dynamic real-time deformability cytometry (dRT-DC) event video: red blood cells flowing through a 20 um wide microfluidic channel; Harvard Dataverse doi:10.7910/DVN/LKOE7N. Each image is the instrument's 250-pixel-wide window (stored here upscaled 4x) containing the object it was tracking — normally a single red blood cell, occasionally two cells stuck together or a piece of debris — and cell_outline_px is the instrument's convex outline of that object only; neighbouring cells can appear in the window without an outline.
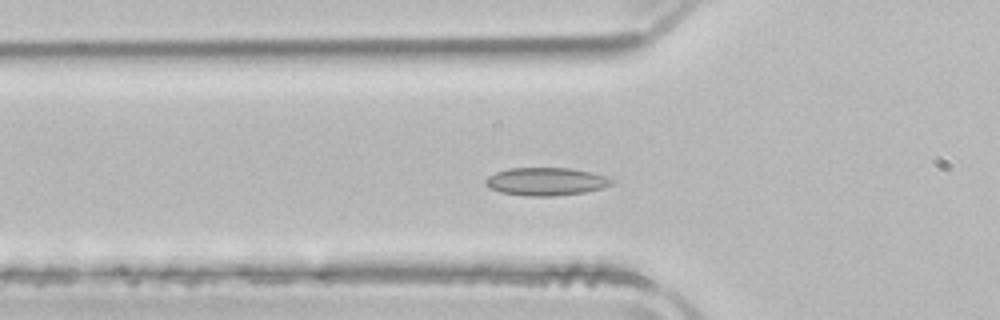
{"species": "common noctule bat (a hibernating species)", "species_latin": "Nyctalus noctula", "temperature_condition": "room temperature", "stored_images_in_passage": 51, "camera_frame_rate_fps": 3000, "um_per_image_px": 0.085, "animal": {"sex": "male", "body_mass_g": 21.5, "forearm_length_mm": 52.0}, "frame": {"image": 1, "passage_image": 16, "time_ms": 5.0, "image_size_px": [1000, 320], "cell_outline_px": [[616, 180], [612, 184], [604, 188], [584, 192], [552, 196], [528, 196], [500, 192], [488, 188], [484, 184], [484, 180], [488, 176], [496, 172], [508, 168], [568, 168], [592, 172], [608, 176]], "centroid_in_image_um": [46.42, 15.43], "position_along_channel_um": 79.4, "area_um2": 20.75}}
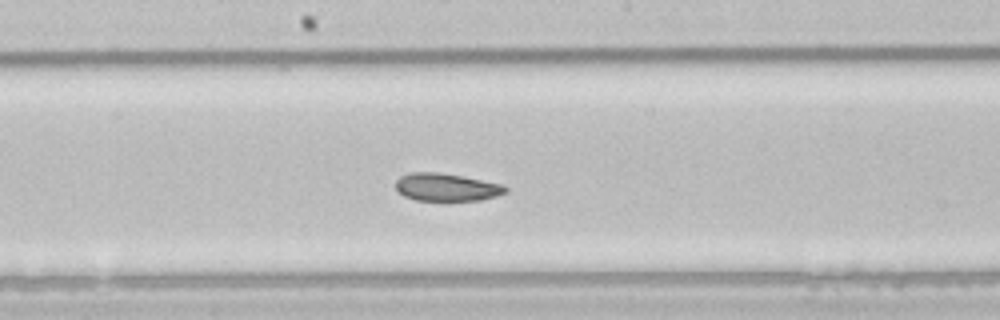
{"frame": {"image": 2, "passage_image": 26, "time_ms": 8.333, "image_size_px": [1000, 320], "cell_outline_px": [[508, 192], [496, 196], [480, 200], [416, 200], [404, 196], [396, 192], [396, 180], [400, 176], [408, 172], [436, 172], [460, 176], [504, 184], [508, 188]], "centroid_in_image_um": [37.93, 15.91], "position_along_channel_um": 210.3, "area_um2": 17.8}}
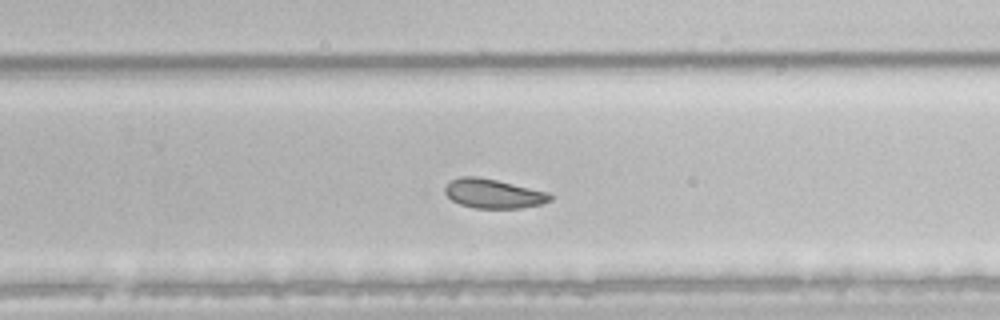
{"frame": {"image": 3, "passage_image": 32, "time_ms": 10.333, "image_size_px": [1000, 320], "cell_outline_px": [[552, 200], [540, 204], [520, 208], [476, 208], [460, 204], [452, 200], [444, 192], [444, 188], [448, 180], [460, 176], [476, 176], [496, 180], [552, 192]], "centroid_in_image_um": [41.94, 16.44], "position_along_channel_um": 287.9, "area_um2": 18.15}, "authors_computed_cell_mechanics": {"area_um2": 20.9236, "velocity_mm_per_s": 3.9015, "shape_relaxation_time_tau1_ms": null, "shape_relaxation_time_tau2_ms": 2.0651, "deformation_change_tau1": null, "deformation_change_tau2": 0.0556}}